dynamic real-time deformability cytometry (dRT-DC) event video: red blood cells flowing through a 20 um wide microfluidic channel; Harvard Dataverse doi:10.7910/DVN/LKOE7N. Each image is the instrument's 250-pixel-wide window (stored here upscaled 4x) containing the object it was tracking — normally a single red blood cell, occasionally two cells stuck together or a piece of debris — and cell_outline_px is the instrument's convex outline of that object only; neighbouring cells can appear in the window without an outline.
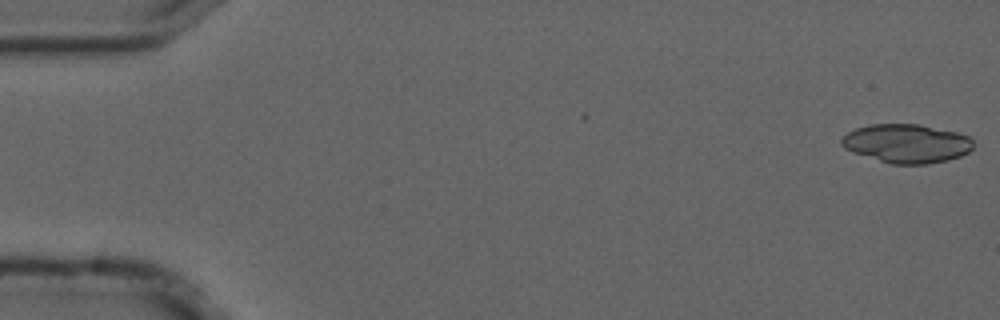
{"species": "common noctule bat (a hibernating species)", "species_latin": "Nyctalus noctula", "temperature_condition": "cold", "stored_images_in_passage": 12, "camera_frame_rate_fps": 3000, "um_per_image_px": 0.085, "animal": {"sex": "male", "forearm_length_mm": 52.5}, "frame": {"image": 1, "passage_image": 1, "time_ms": 0.0, "image_size_px": [1000, 320], "cell_outline_px": [[976, 144], [968, 152], [960, 156], [948, 160], [928, 164], [892, 164], [852, 152], [844, 148], [840, 144], [840, 140], [848, 132], [856, 128], [872, 124], [920, 124], [956, 132], [968, 136]], "centroid_in_image_um": [77.07, 12.19], "position_along_channel_um": 7.9, "area_um2": 29.82}}